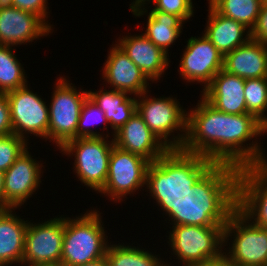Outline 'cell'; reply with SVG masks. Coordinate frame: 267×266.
Returning <instances> with one entry per match:
<instances>
[{
    "mask_svg": "<svg viewBox=\"0 0 267 266\" xmlns=\"http://www.w3.org/2000/svg\"><path fill=\"white\" fill-rule=\"evenodd\" d=\"M51 28L36 14L16 7L0 10V45L14 46L49 35Z\"/></svg>",
    "mask_w": 267,
    "mask_h": 266,
    "instance_id": "2e32d148",
    "label": "cell"
},
{
    "mask_svg": "<svg viewBox=\"0 0 267 266\" xmlns=\"http://www.w3.org/2000/svg\"><path fill=\"white\" fill-rule=\"evenodd\" d=\"M208 11L207 26L203 34L223 56L251 39V30L242 23L218 13L210 4Z\"/></svg>",
    "mask_w": 267,
    "mask_h": 266,
    "instance_id": "7402d4cb",
    "label": "cell"
},
{
    "mask_svg": "<svg viewBox=\"0 0 267 266\" xmlns=\"http://www.w3.org/2000/svg\"><path fill=\"white\" fill-rule=\"evenodd\" d=\"M3 183H4V173L0 171V211L9 210L11 209L4 200V189H3Z\"/></svg>",
    "mask_w": 267,
    "mask_h": 266,
    "instance_id": "74e56055",
    "label": "cell"
},
{
    "mask_svg": "<svg viewBox=\"0 0 267 266\" xmlns=\"http://www.w3.org/2000/svg\"><path fill=\"white\" fill-rule=\"evenodd\" d=\"M151 162L141 155L113 146L108 167V176L100 194L112 201L122 198L146 185V173Z\"/></svg>",
    "mask_w": 267,
    "mask_h": 266,
    "instance_id": "30bf717a",
    "label": "cell"
},
{
    "mask_svg": "<svg viewBox=\"0 0 267 266\" xmlns=\"http://www.w3.org/2000/svg\"><path fill=\"white\" fill-rule=\"evenodd\" d=\"M129 245H109L106 258L110 266H159L163 261L158 255Z\"/></svg>",
    "mask_w": 267,
    "mask_h": 266,
    "instance_id": "83f0119b",
    "label": "cell"
},
{
    "mask_svg": "<svg viewBox=\"0 0 267 266\" xmlns=\"http://www.w3.org/2000/svg\"><path fill=\"white\" fill-rule=\"evenodd\" d=\"M223 228L173 225L169 245L183 266H196L223 252Z\"/></svg>",
    "mask_w": 267,
    "mask_h": 266,
    "instance_id": "9c48e42d",
    "label": "cell"
},
{
    "mask_svg": "<svg viewBox=\"0 0 267 266\" xmlns=\"http://www.w3.org/2000/svg\"><path fill=\"white\" fill-rule=\"evenodd\" d=\"M244 95L247 113L255 116L267 130V77L245 79Z\"/></svg>",
    "mask_w": 267,
    "mask_h": 266,
    "instance_id": "f1b7e54d",
    "label": "cell"
},
{
    "mask_svg": "<svg viewBox=\"0 0 267 266\" xmlns=\"http://www.w3.org/2000/svg\"><path fill=\"white\" fill-rule=\"evenodd\" d=\"M64 229L65 217L62 216L42 224L28 222L22 264L39 266L61 263Z\"/></svg>",
    "mask_w": 267,
    "mask_h": 266,
    "instance_id": "7c38bea8",
    "label": "cell"
},
{
    "mask_svg": "<svg viewBox=\"0 0 267 266\" xmlns=\"http://www.w3.org/2000/svg\"><path fill=\"white\" fill-rule=\"evenodd\" d=\"M113 140L114 145L120 149L141 155L150 162H154L169 150L153 134L137 111L114 133Z\"/></svg>",
    "mask_w": 267,
    "mask_h": 266,
    "instance_id": "ac0fdd59",
    "label": "cell"
},
{
    "mask_svg": "<svg viewBox=\"0 0 267 266\" xmlns=\"http://www.w3.org/2000/svg\"><path fill=\"white\" fill-rule=\"evenodd\" d=\"M223 69L243 79L267 77V45L250 39L224 56Z\"/></svg>",
    "mask_w": 267,
    "mask_h": 266,
    "instance_id": "44dd1931",
    "label": "cell"
},
{
    "mask_svg": "<svg viewBox=\"0 0 267 266\" xmlns=\"http://www.w3.org/2000/svg\"><path fill=\"white\" fill-rule=\"evenodd\" d=\"M220 14L252 29L257 21L263 0H208Z\"/></svg>",
    "mask_w": 267,
    "mask_h": 266,
    "instance_id": "484cf974",
    "label": "cell"
},
{
    "mask_svg": "<svg viewBox=\"0 0 267 266\" xmlns=\"http://www.w3.org/2000/svg\"><path fill=\"white\" fill-rule=\"evenodd\" d=\"M9 210L0 211V266L22 265L28 220Z\"/></svg>",
    "mask_w": 267,
    "mask_h": 266,
    "instance_id": "603a6c76",
    "label": "cell"
},
{
    "mask_svg": "<svg viewBox=\"0 0 267 266\" xmlns=\"http://www.w3.org/2000/svg\"><path fill=\"white\" fill-rule=\"evenodd\" d=\"M78 266H110L109 265V262L105 257L99 259V260H96L94 262H90V263H86V264H82V265H78Z\"/></svg>",
    "mask_w": 267,
    "mask_h": 266,
    "instance_id": "f35d334b",
    "label": "cell"
},
{
    "mask_svg": "<svg viewBox=\"0 0 267 266\" xmlns=\"http://www.w3.org/2000/svg\"><path fill=\"white\" fill-rule=\"evenodd\" d=\"M47 3V0H13V7L38 15L52 29V25L46 22Z\"/></svg>",
    "mask_w": 267,
    "mask_h": 266,
    "instance_id": "d6a6232c",
    "label": "cell"
},
{
    "mask_svg": "<svg viewBox=\"0 0 267 266\" xmlns=\"http://www.w3.org/2000/svg\"><path fill=\"white\" fill-rule=\"evenodd\" d=\"M39 266H64L61 263H57V264H46V265H39Z\"/></svg>",
    "mask_w": 267,
    "mask_h": 266,
    "instance_id": "60d3db41",
    "label": "cell"
},
{
    "mask_svg": "<svg viewBox=\"0 0 267 266\" xmlns=\"http://www.w3.org/2000/svg\"><path fill=\"white\" fill-rule=\"evenodd\" d=\"M27 142L23 138L11 134L0 137V171H7L21 155V153L28 149Z\"/></svg>",
    "mask_w": 267,
    "mask_h": 266,
    "instance_id": "4dcf8cb0",
    "label": "cell"
},
{
    "mask_svg": "<svg viewBox=\"0 0 267 266\" xmlns=\"http://www.w3.org/2000/svg\"><path fill=\"white\" fill-rule=\"evenodd\" d=\"M72 83L60 77L55 83L52 100L49 106L48 139L58 149L68 141L77 138V126L87 91H79Z\"/></svg>",
    "mask_w": 267,
    "mask_h": 266,
    "instance_id": "ba28073f",
    "label": "cell"
},
{
    "mask_svg": "<svg viewBox=\"0 0 267 266\" xmlns=\"http://www.w3.org/2000/svg\"><path fill=\"white\" fill-rule=\"evenodd\" d=\"M154 0H135L133 1L130 5V10H132L131 12H133V14L135 16H142L146 13V9L144 8L145 4H147L146 2H153ZM145 10V11H144Z\"/></svg>",
    "mask_w": 267,
    "mask_h": 266,
    "instance_id": "8d00e7d4",
    "label": "cell"
},
{
    "mask_svg": "<svg viewBox=\"0 0 267 266\" xmlns=\"http://www.w3.org/2000/svg\"><path fill=\"white\" fill-rule=\"evenodd\" d=\"M13 7V0H0V10Z\"/></svg>",
    "mask_w": 267,
    "mask_h": 266,
    "instance_id": "ab89813d",
    "label": "cell"
},
{
    "mask_svg": "<svg viewBox=\"0 0 267 266\" xmlns=\"http://www.w3.org/2000/svg\"><path fill=\"white\" fill-rule=\"evenodd\" d=\"M122 38L118 39L117 45L130 60L141 69L150 81L160 80L168 68L169 56L154 45L143 33Z\"/></svg>",
    "mask_w": 267,
    "mask_h": 266,
    "instance_id": "ffe728a7",
    "label": "cell"
},
{
    "mask_svg": "<svg viewBox=\"0 0 267 266\" xmlns=\"http://www.w3.org/2000/svg\"><path fill=\"white\" fill-rule=\"evenodd\" d=\"M237 209L255 225L267 228V163L239 169Z\"/></svg>",
    "mask_w": 267,
    "mask_h": 266,
    "instance_id": "4fadbf2b",
    "label": "cell"
},
{
    "mask_svg": "<svg viewBox=\"0 0 267 266\" xmlns=\"http://www.w3.org/2000/svg\"><path fill=\"white\" fill-rule=\"evenodd\" d=\"M107 137L109 138V134L106 137L76 138L60 148L67 156H75L74 171L81 183L98 192L107 180L109 159L114 146V140L107 141Z\"/></svg>",
    "mask_w": 267,
    "mask_h": 266,
    "instance_id": "8992f818",
    "label": "cell"
},
{
    "mask_svg": "<svg viewBox=\"0 0 267 266\" xmlns=\"http://www.w3.org/2000/svg\"><path fill=\"white\" fill-rule=\"evenodd\" d=\"M13 134L10 107L6 94H0V137Z\"/></svg>",
    "mask_w": 267,
    "mask_h": 266,
    "instance_id": "e575fe53",
    "label": "cell"
},
{
    "mask_svg": "<svg viewBox=\"0 0 267 266\" xmlns=\"http://www.w3.org/2000/svg\"><path fill=\"white\" fill-rule=\"evenodd\" d=\"M88 97L105 114L114 133L117 132L136 112V98L129 97L127 92L118 90L100 89L99 91H87Z\"/></svg>",
    "mask_w": 267,
    "mask_h": 266,
    "instance_id": "cb8c5ba5",
    "label": "cell"
},
{
    "mask_svg": "<svg viewBox=\"0 0 267 266\" xmlns=\"http://www.w3.org/2000/svg\"><path fill=\"white\" fill-rule=\"evenodd\" d=\"M232 235L226 255L237 266H267V228L251 223L236 209L223 228V246Z\"/></svg>",
    "mask_w": 267,
    "mask_h": 266,
    "instance_id": "52a82bcc",
    "label": "cell"
},
{
    "mask_svg": "<svg viewBox=\"0 0 267 266\" xmlns=\"http://www.w3.org/2000/svg\"><path fill=\"white\" fill-rule=\"evenodd\" d=\"M108 123L104 112L88 97L82 106L78 126L77 138L102 137L103 133L93 131L89 126L102 122Z\"/></svg>",
    "mask_w": 267,
    "mask_h": 266,
    "instance_id": "f546056e",
    "label": "cell"
},
{
    "mask_svg": "<svg viewBox=\"0 0 267 266\" xmlns=\"http://www.w3.org/2000/svg\"><path fill=\"white\" fill-rule=\"evenodd\" d=\"M12 50V46L0 45V94L28 85L24 67Z\"/></svg>",
    "mask_w": 267,
    "mask_h": 266,
    "instance_id": "4316f807",
    "label": "cell"
},
{
    "mask_svg": "<svg viewBox=\"0 0 267 266\" xmlns=\"http://www.w3.org/2000/svg\"><path fill=\"white\" fill-rule=\"evenodd\" d=\"M13 134L28 140L34 134L48 140L49 108L27 85L6 93Z\"/></svg>",
    "mask_w": 267,
    "mask_h": 266,
    "instance_id": "8fae6325",
    "label": "cell"
},
{
    "mask_svg": "<svg viewBox=\"0 0 267 266\" xmlns=\"http://www.w3.org/2000/svg\"><path fill=\"white\" fill-rule=\"evenodd\" d=\"M148 92L146 91L137 97V113L167 148L181 149L186 139L187 111L182 109L183 107H181L176 98H149ZM177 130L184 133H178L177 136L173 134L172 139H168V136L170 137Z\"/></svg>",
    "mask_w": 267,
    "mask_h": 266,
    "instance_id": "5b68a950",
    "label": "cell"
},
{
    "mask_svg": "<svg viewBox=\"0 0 267 266\" xmlns=\"http://www.w3.org/2000/svg\"><path fill=\"white\" fill-rule=\"evenodd\" d=\"M165 262L163 261V263H161L159 266H170L171 264H164ZM173 266V265H172Z\"/></svg>",
    "mask_w": 267,
    "mask_h": 266,
    "instance_id": "b9f144b4",
    "label": "cell"
},
{
    "mask_svg": "<svg viewBox=\"0 0 267 266\" xmlns=\"http://www.w3.org/2000/svg\"><path fill=\"white\" fill-rule=\"evenodd\" d=\"M214 164L213 160L202 155L169 149L149 164L146 173L147 189L167 215Z\"/></svg>",
    "mask_w": 267,
    "mask_h": 266,
    "instance_id": "3957f363",
    "label": "cell"
},
{
    "mask_svg": "<svg viewBox=\"0 0 267 266\" xmlns=\"http://www.w3.org/2000/svg\"><path fill=\"white\" fill-rule=\"evenodd\" d=\"M32 157L27 149L24 150L4 172V200L13 210L21 207L40 186L42 164Z\"/></svg>",
    "mask_w": 267,
    "mask_h": 266,
    "instance_id": "9a60e30c",
    "label": "cell"
},
{
    "mask_svg": "<svg viewBox=\"0 0 267 266\" xmlns=\"http://www.w3.org/2000/svg\"><path fill=\"white\" fill-rule=\"evenodd\" d=\"M244 86L245 79L222 69L201 93L202 97L219 111L244 114L247 113Z\"/></svg>",
    "mask_w": 267,
    "mask_h": 266,
    "instance_id": "d6986e66",
    "label": "cell"
},
{
    "mask_svg": "<svg viewBox=\"0 0 267 266\" xmlns=\"http://www.w3.org/2000/svg\"><path fill=\"white\" fill-rule=\"evenodd\" d=\"M103 79L113 87L111 89L127 92L129 95H142L148 91L150 81L130 58L115 44L104 64Z\"/></svg>",
    "mask_w": 267,
    "mask_h": 266,
    "instance_id": "e0dca14e",
    "label": "cell"
},
{
    "mask_svg": "<svg viewBox=\"0 0 267 266\" xmlns=\"http://www.w3.org/2000/svg\"><path fill=\"white\" fill-rule=\"evenodd\" d=\"M147 20L143 34L169 56L168 48L179 38L184 21L177 15L161 11H150Z\"/></svg>",
    "mask_w": 267,
    "mask_h": 266,
    "instance_id": "d4e9b609",
    "label": "cell"
},
{
    "mask_svg": "<svg viewBox=\"0 0 267 266\" xmlns=\"http://www.w3.org/2000/svg\"><path fill=\"white\" fill-rule=\"evenodd\" d=\"M200 100L187 113L182 151L239 169L267 163L263 148L256 141L245 146V142L267 132L255 116L249 113L228 114L217 110L203 97Z\"/></svg>",
    "mask_w": 267,
    "mask_h": 266,
    "instance_id": "6da1fadb",
    "label": "cell"
},
{
    "mask_svg": "<svg viewBox=\"0 0 267 266\" xmlns=\"http://www.w3.org/2000/svg\"><path fill=\"white\" fill-rule=\"evenodd\" d=\"M99 211H87L75 219L65 218L61 264L78 266L106 256L108 241Z\"/></svg>",
    "mask_w": 267,
    "mask_h": 266,
    "instance_id": "277c9868",
    "label": "cell"
},
{
    "mask_svg": "<svg viewBox=\"0 0 267 266\" xmlns=\"http://www.w3.org/2000/svg\"><path fill=\"white\" fill-rule=\"evenodd\" d=\"M226 252H222L218 257L214 259H208L204 263L196 266H237L227 255ZM225 254V255H224Z\"/></svg>",
    "mask_w": 267,
    "mask_h": 266,
    "instance_id": "d590c367",
    "label": "cell"
},
{
    "mask_svg": "<svg viewBox=\"0 0 267 266\" xmlns=\"http://www.w3.org/2000/svg\"><path fill=\"white\" fill-rule=\"evenodd\" d=\"M251 39L267 45V4H262L255 26L250 32Z\"/></svg>",
    "mask_w": 267,
    "mask_h": 266,
    "instance_id": "836d02e7",
    "label": "cell"
},
{
    "mask_svg": "<svg viewBox=\"0 0 267 266\" xmlns=\"http://www.w3.org/2000/svg\"><path fill=\"white\" fill-rule=\"evenodd\" d=\"M223 65L224 56L203 34L202 37L188 39L178 72L182 79L202 83L205 89L213 77L223 69Z\"/></svg>",
    "mask_w": 267,
    "mask_h": 266,
    "instance_id": "5bb4252c",
    "label": "cell"
},
{
    "mask_svg": "<svg viewBox=\"0 0 267 266\" xmlns=\"http://www.w3.org/2000/svg\"><path fill=\"white\" fill-rule=\"evenodd\" d=\"M155 5L151 11H161L177 15L184 22L193 16L192 0H154Z\"/></svg>",
    "mask_w": 267,
    "mask_h": 266,
    "instance_id": "1f68e13d",
    "label": "cell"
},
{
    "mask_svg": "<svg viewBox=\"0 0 267 266\" xmlns=\"http://www.w3.org/2000/svg\"><path fill=\"white\" fill-rule=\"evenodd\" d=\"M239 168L215 163L167 214L172 225L224 227L237 209Z\"/></svg>",
    "mask_w": 267,
    "mask_h": 266,
    "instance_id": "7a4b0ae2",
    "label": "cell"
}]
</instances>
